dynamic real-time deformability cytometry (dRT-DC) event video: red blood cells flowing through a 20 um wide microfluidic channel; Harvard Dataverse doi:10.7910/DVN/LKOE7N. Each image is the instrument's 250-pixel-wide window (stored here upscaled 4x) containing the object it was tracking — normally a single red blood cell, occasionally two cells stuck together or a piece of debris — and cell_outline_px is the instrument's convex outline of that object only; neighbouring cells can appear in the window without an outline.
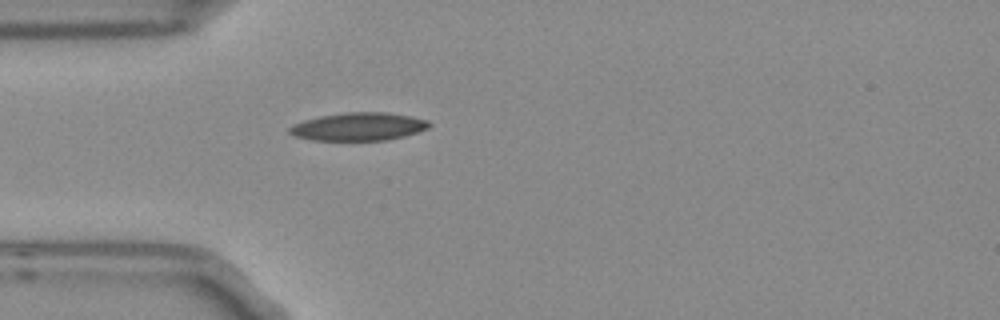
{"species": "Egyptian fruit bat (a non-hibernating species)", "species_latin": "Rousettus aegyptiacus", "temperature_condition": "room temperature", "stored_images_in_passage": 1, "camera_frame_rate_fps": 3000, "um_per_image_px": 0.085, "frame": {"image": 1, "passage_image": 1, "time_ms": 0.0, "image_size_px": [1000, 320], "cell_outline_px": [[432, 124], [428, 128], [404, 136], [388, 140], [312, 140], [296, 136], [288, 132], [288, 128], [292, 124], [304, 120], [320, 116], [348, 112], [388, 112], [412, 116], [428, 120]], "centroid_in_image_um": [30.49, 10.75], "position_along_channel_um": 54.5, "area_um2": 22.83}}